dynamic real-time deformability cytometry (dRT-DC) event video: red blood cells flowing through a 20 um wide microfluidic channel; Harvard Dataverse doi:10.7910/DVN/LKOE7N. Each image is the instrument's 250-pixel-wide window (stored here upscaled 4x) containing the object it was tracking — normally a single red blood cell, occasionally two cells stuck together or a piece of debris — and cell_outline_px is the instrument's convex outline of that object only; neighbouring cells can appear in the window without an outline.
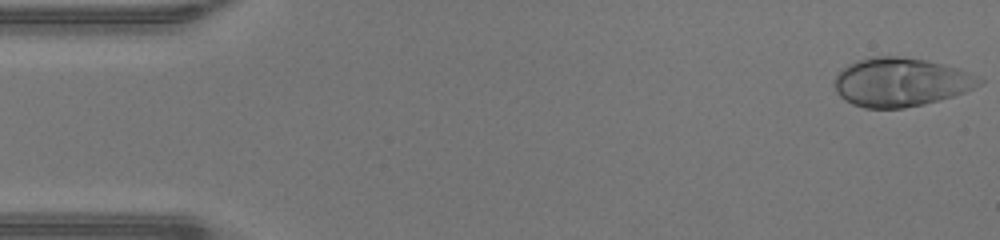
{"species": "human", "species_latin": "Homo sapiens", "temperature_condition": "warm", "stored_images_in_passage": 14, "camera_frame_rate_fps": 3000, "um_per_image_px": 0.085, "donor": {"sex": "male"}, "frame": {"image": 1, "passage_image": 1, "time_ms": 0.0, "image_size_px": [1000, 240], "cell_outline_px": [[984, 80], [980, 84], [964, 92], [940, 100], [924, 104], [904, 108], [864, 108], [852, 104], [844, 100], [836, 92], [836, 76], [848, 64], [856, 60], [872, 56], [900, 56], [928, 60], [960, 68], [980, 76]], "centroid_in_image_um": [76.59, 6.97], "position_along_channel_um": 8.4, "area_um2": 41.27}}
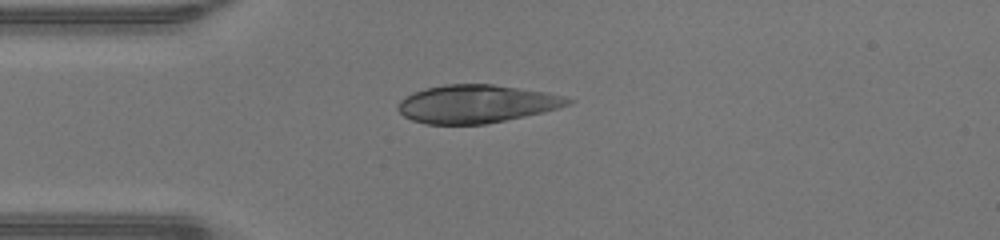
{"frame": {"image": 2, "passage_image": 12, "time_ms": 3.667, "image_size_px": [1000, 240], "cell_outline_px": [[576, 100], [560, 108], [544, 112], [484, 124], [428, 124], [412, 120], [404, 116], [396, 108], [400, 100], [404, 96], [412, 92], [424, 88], [444, 84], [492, 84], [544, 92], [564, 96]], "centroid_in_image_um": [40.46, 8.82], "position_along_channel_um": 44.5, "area_um2": 37.69}}